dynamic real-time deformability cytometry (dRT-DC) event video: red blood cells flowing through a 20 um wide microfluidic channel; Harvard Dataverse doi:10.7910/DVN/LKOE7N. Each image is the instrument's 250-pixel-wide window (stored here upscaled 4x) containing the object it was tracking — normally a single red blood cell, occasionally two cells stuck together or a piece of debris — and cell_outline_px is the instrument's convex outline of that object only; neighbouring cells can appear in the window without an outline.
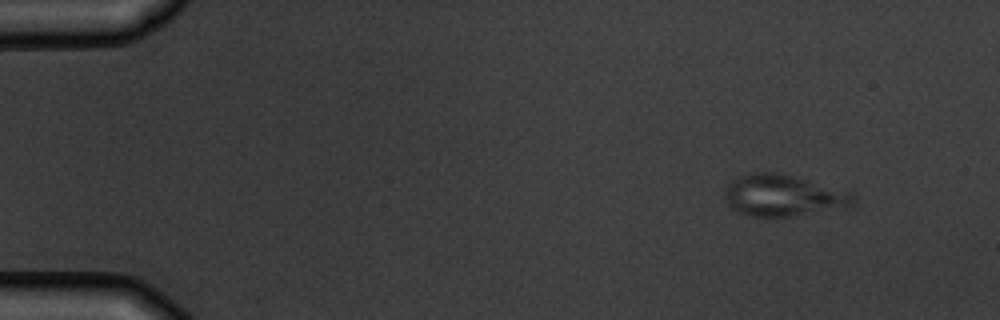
{"species": "common noctule bat (a hibernating species)", "species_latin": "Nyctalus noctula", "temperature_condition": "warm", "stored_images_in_passage": 5, "segment_of_instrument_passage": [1, 2], "camera_frame_rate_fps": 3000, "um_per_image_px": 0.085, "animal": {"sex": "male", "body_mass_g": 19.5, "forearm_length_mm": 54.6}, "frame": {"image": 1, "passage_image": 1, "time_ms": 0.0, "image_size_px": [1000, 320], "cell_outline_px": [[852, 204], [788, 216], [752, 216], [740, 212], [732, 208], [728, 204], [724, 196], [724, 188], [736, 176], [752, 172], [776, 172], [852, 188]], "centroid_in_image_um": [66.56, 16.55], "position_along_channel_um": 18.4, "area_um2": 31.15}}